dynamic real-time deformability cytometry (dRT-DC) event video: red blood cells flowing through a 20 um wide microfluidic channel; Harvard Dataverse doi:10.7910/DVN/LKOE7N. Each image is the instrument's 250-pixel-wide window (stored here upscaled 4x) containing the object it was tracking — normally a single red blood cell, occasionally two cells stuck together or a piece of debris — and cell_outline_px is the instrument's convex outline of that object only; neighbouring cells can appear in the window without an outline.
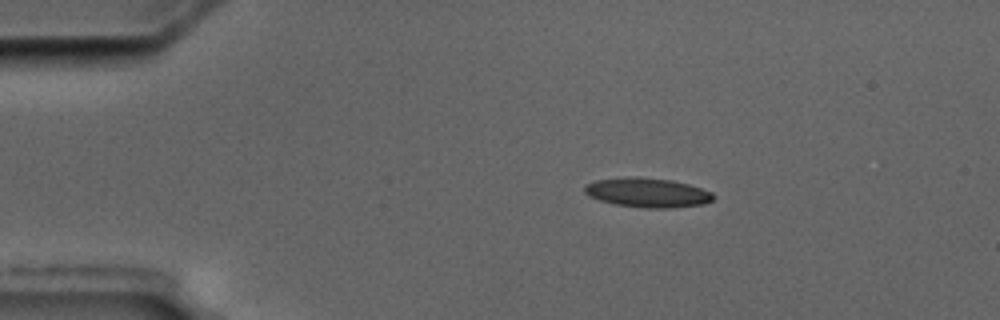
{"species": "common noctule bat (a hibernating species)", "species_latin": "Nyctalus noctula", "temperature_condition": "cold", "stored_images_in_passage": 4, "camera_frame_rate_fps": 3000, "um_per_image_px": 0.085, "animal": {"sex": "male", "body_mass_g": 17.5, "forearm_length_mm": 52.3}, "frame": {"image": 1, "passage_image": 1, "time_ms": 0.0, "image_size_px": [1000, 320], "cell_outline_px": [[716, 196], [712, 200], [704, 204], [672, 208], [640, 208], [616, 204], [600, 200], [588, 196], [584, 192], [584, 184], [596, 180], [628, 176], [636, 176], [672, 180], [688, 184], [712, 192]], "centroid_in_image_um": [55.02, 16.37], "position_along_channel_um": 30.0, "area_um2": 22.31}}
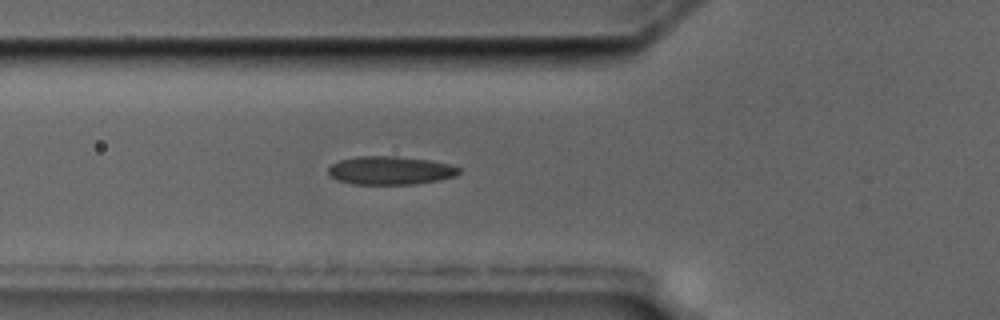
{"frame": {"image": 2, "passage_image": 4, "time_ms": 3.333, "image_size_px": [1000, 320], "cell_outline_px": [[460, 172], [456, 176], [416, 184], [352, 184], [336, 180], [328, 176], [328, 168], [332, 164], [340, 160], [360, 156], [396, 156], [428, 160], [448, 164], [460, 168]], "centroid_in_image_um": [33.13, 14.49], "position_along_channel_um": 92.7, "area_um2": 21.56}}